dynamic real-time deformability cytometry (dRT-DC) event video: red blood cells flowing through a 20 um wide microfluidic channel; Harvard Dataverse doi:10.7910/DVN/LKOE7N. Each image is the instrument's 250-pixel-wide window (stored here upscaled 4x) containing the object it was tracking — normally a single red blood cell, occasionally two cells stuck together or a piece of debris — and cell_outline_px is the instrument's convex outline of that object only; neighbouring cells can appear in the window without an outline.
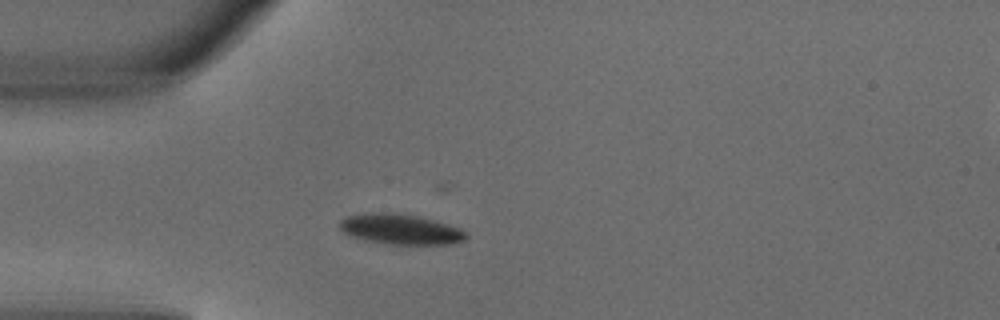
{"species": "common noctule bat (a hibernating species)", "species_latin": "Nyctalus noctula", "temperature_condition": "warm", "stored_images_in_passage": 3, "camera_frame_rate_fps": 3000, "um_per_image_px": 0.085, "animal": {"sex": "male", "body_mass_g": 18.8}, "frame": {"image": 1, "passage_image": 3, "time_ms": 0.667, "image_size_px": [1000, 320], "cell_outline_px": [[468, 236], [464, 240], [452, 244], [388, 244], [364, 240], [348, 236], [340, 228], [340, 220], [348, 216], [372, 212], [388, 212], [416, 216], [448, 224], [460, 228]], "centroid_in_image_um": [34.02, 19.49], "position_along_channel_um": 51.0, "area_um2": 22.2}}